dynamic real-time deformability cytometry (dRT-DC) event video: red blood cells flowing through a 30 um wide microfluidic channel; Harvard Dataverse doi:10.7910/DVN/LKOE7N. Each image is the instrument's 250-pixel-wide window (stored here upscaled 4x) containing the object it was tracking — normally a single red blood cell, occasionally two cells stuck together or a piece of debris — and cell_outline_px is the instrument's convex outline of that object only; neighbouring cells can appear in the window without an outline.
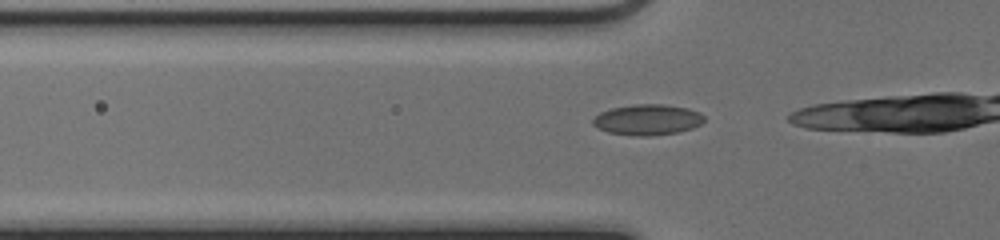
{"species": "common noctule bat (a hibernating species)", "species_latin": "Nyctalus noctula", "temperature_condition": "cold", "stored_images_in_passage": 14, "camera_frame_rate_fps": 3000, "um_per_image_px": 0.085, "animal": {"sex": "female", "body_mass_g": 17.0, "forearm_length_mm": 48.0}, "frame": {"image": 1, "passage_image": 10, "time_ms": 3.0, "image_size_px": [1000, 240], "cell_outline_px": [[704, 120], [700, 124], [692, 128], [676, 132], [652, 136], [632, 136], [608, 132], [592, 124], [592, 120], [600, 112], [612, 108], [636, 104], [664, 104], [688, 108], [700, 112], [704, 116]], "centroid_in_image_um": [55.04, 10.17], "position_along_channel_um": 70.8, "area_um2": 19.88}}